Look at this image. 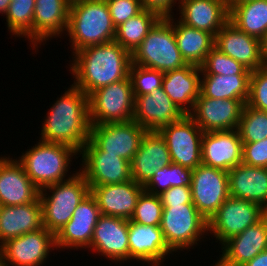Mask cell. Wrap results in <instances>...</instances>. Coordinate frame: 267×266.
<instances>
[{
    "mask_svg": "<svg viewBox=\"0 0 267 266\" xmlns=\"http://www.w3.org/2000/svg\"><path fill=\"white\" fill-rule=\"evenodd\" d=\"M68 65L73 84L89 96L97 89L129 78L131 53L116 41L92 45L72 55Z\"/></svg>",
    "mask_w": 267,
    "mask_h": 266,
    "instance_id": "1",
    "label": "cell"
},
{
    "mask_svg": "<svg viewBox=\"0 0 267 266\" xmlns=\"http://www.w3.org/2000/svg\"><path fill=\"white\" fill-rule=\"evenodd\" d=\"M69 86L47 109L39 140L68 145L80 153L91 129L89 97L73 83Z\"/></svg>",
    "mask_w": 267,
    "mask_h": 266,
    "instance_id": "2",
    "label": "cell"
},
{
    "mask_svg": "<svg viewBox=\"0 0 267 266\" xmlns=\"http://www.w3.org/2000/svg\"><path fill=\"white\" fill-rule=\"evenodd\" d=\"M116 27L106 0H74L70 2L68 27L64 34L71 43L72 54L92 45L114 41Z\"/></svg>",
    "mask_w": 267,
    "mask_h": 266,
    "instance_id": "3",
    "label": "cell"
},
{
    "mask_svg": "<svg viewBox=\"0 0 267 266\" xmlns=\"http://www.w3.org/2000/svg\"><path fill=\"white\" fill-rule=\"evenodd\" d=\"M30 147L21 156L15 158L39 190L68 180L79 171V169L73 173L69 171L72 169L70 168L73 164L72 160L78 159L79 152L68 145L38 140Z\"/></svg>",
    "mask_w": 267,
    "mask_h": 266,
    "instance_id": "4",
    "label": "cell"
},
{
    "mask_svg": "<svg viewBox=\"0 0 267 266\" xmlns=\"http://www.w3.org/2000/svg\"><path fill=\"white\" fill-rule=\"evenodd\" d=\"M89 193L90 187L80 171L68 180L40 190L43 227L56 235Z\"/></svg>",
    "mask_w": 267,
    "mask_h": 266,
    "instance_id": "5",
    "label": "cell"
},
{
    "mask_svg": "<svg viewBox=\"0 0 267 266\" xmlns=\"http://www.w3.org/2000/svg\"><path fill=\"white\" fill-rule=\"evenodd\" d=\"M132 64L166 73L187 63L174 35V15L162 17L131 54Z\"/></svg>",
    "mask_w": 267,
    "mask_h": 266,
    "instance_id": "6",
    "label": "cell"
},
{
    "mask_svg": "<svg viewBox=\"0 0 267 266\" xmlns=\"http://www.w3.org/2000/svg\"><path fill=\"white\" fill-rule=\"evenodd\" d=\"M160 228L166 244L174 253L189 252L209 236L208 221L194 204L163 206Z\"/></svg>",
    "mask_w": 267,
    "mask_h": 266,
    "instance_id": "7",
    "label": "cell"
},
{
    "mask_svg": "<svg viewBox=\"0 0 267 266\" xmlns=\"http://www.w3.org/2000/svg\"><path fill=\"white\" fill-rule=\"evenodd\" d=\"M88 97L91 125L125 123L133 119L135 98L130 78L101 87Z\"/></svg>",
    "mask_w": 267,
    "mask_h": 266,
    "instance_id": "8",
    "label": "cell"
},
{
    "mask_svg": "<svg viewBox=\"0 0 267 266\" xmlns=\"http://www.w3.org/2000/svg\"><path fill=\"white\" fill-rule=\"evenodd\" d=\"M145 128L134 120L125 123L91 125L89 140L82 151H104L131 162L139 149Z\"/></svg>",
    "mask_w": 267,
    "mask_h": 266,
    "instance_id": "9",
    "label": "cell"
},
{
    "mask_svg": "<svg viewBox=\"0 0 267 266\" xmlns=\"http://www.w3.org/2000/svg\"><path fill=\"white\" fill-rule=\"evenodd\" d=\"M265 215L266 211L258 204L229 197L208 221V235L222 245L228 239L255 225Z\"/></svg>",
    "mask_w": 267,
    "mask_h": 266,
    "instance_id": "10",
    "label": "cell"
},
{
    "mask_svg": "<svg viewBox=\"0 0 267 266\" xmlns=\"http://www.w3.org/2000/svg\"><path fill=\"white\" fill-rule=\"evenodd\" d=\"M158 132L166 142L172 163L192 170L202 164L204 132L189 115H184Z\"/></svg>",
    "mask_w": 267,
    "mask_h": 266,
    "instance_id": "11",
    "label": "cell"
},
{
    "mask_svg": "<svg viewBox=\"0 0 267 266\" xmlns=\"http://www.w3.org/2000/svg\"><path fill=\"white\" fill-rule=\"evenodd\" d=\"M54 250L55 235L42 227L3 243L0 261L8 266H43Z\"/></svg>",
    "mask_w": 267,
    "mask_h": 266,
    "instance_id": "12",
    "label": "cell"
},
{
    "mask_svg": "<svg viewBox=\"0 0 267 266\" xmlns=\"http://www.w3.org/2000/svg\"><path fill=\"white\" fill-rule=\"evenodd\" d=\"M190 188L194 206L209 221L230 197L228 172L200 164L192 170Z\"/></svg>",
    "mask_w": 267,
    "mask_h": 266,
    "instance_id": "13",
    "label": "cell"
},
{
    "mask_svg": "<svg viewBox=\"0 0 267 266\" xmlns=\"http://www.w3.org/2000/svg\"><path fill=\"white\" fill-rule=\"evenodd\" d=\"M100 216L101 211L96 199L89 193L77 206L67 224L55 235L57 251H65L66 248L69 251L88 250Z\"/></svg>",
    "mask_w": 267,
    "mask_h": 266,
    "instance_id": "14",
    "label": "cell"
},
{
    "mask_svg": "<svg viewBox=\"0 0 267 266\" xmlns=\"http://www.w3.org/2000/svg\"><path fill=\"white\" fill-rule=\"evenodd\" d=\"M245 104L243 100L208 98L200 92L189 116L203 132L235 130Z\"/></svg>",
    "mask_w": 267,
    "mask_h": 266,
    "instance_id": "15",
    "label": "cell"
},
{
    "mask_svg": "<svg viewBox=\"0 0 267 266\" xmlns=\"http://www.w3.org/2000/svg\"><path fill=\"white\" fill-rule=\"evenodd\" d=\"M129 220L101 215L93 232L90 252L116 263L129 262ZM103 256V257H102ZM109 259V260H108ZM128 261V262H127Z\"/></svg>",
    "mask_w": 267,
    "mask_h": 266,
    "instance_id": "16",
    "label": "cell"
},
{
    "mask_svg": "<svg viewBox=\"0 0 267 266\" xmlns=\"http://www.w3.org/2000/svg\"><path fill=\"white\" fill-rule=\"evenodd\" d=\"M79 171L89 186L128 182L131 178L130 162L104 151H81Z\"/></svg>",
    "mask_w": 267,
    "mask_h": 266,
    "instance_id": "17",
    "label": "cell"
},
{
    "mask_svg": "<svg viewBox=\"0 0 267 266\" xmlns=\"http://www.w3.org/2000/svg\"><path fill=\"white\" fill-rule=\"evenodd\" d=\"M128 239L129 263L135 261L147 266H165V260L174 255L160 226H146L129 220Z\"/></svg>",
    "mask_w": 267,
    "mask_h": 266,
    "instance_id": "18",
    "label": "cell"
},
{
    "mask_svg": "<svg viewBox=\"0 0 267 266\" xmlns=\"http://www.w3.org/2000/svg\"><path fill=\"white\" fill-rule=\"evenodd\" d=\"M219 248L222 254L210 266H244L260 252L267 250V216L228 239Z\"/></svg>",
    "mask_w": 267,
    "mask_h": 266,
    "instance_id": "19",
    "label": "cell"
},
{
    "mask_svg": "<svg viewBox=\"0 0 267 266\" xmlns=\"http://www.w3.org/2000/svg\"><path fill=\"white\" fill-rule=\"evenodd\" d=\"M214 46L250 71L265 65L262 41L240 31L229 21L215 35Z\"/></svg>",
    "mask_w": 267,
    "mask_h": 266,
    "instance_id": "20",
    "label": "cell"
},
{
    "mask_svg": "<svg viewBox=\"0 0 267 266\" xmlns=\"http://www.w3.org/2000/svg\"><path fill=\"white\" fill-rule=\"evenodd\" d=\"M133 119L146 131H159L166 125L179 121L185 114L172 102L163 88L151 94L134 96Z\"/></svg>",
    "mask_w": 267,
    "mask_h": 266,
    "instance_id": "21",
    "label": "cell"
},
{
    "mask_svg": "<svg viewBox=\"0 0 267 266\" xmlns=\"http://www.w3.org/2000/svg\"><path fill=\"white\" fill-rule=\"evenodd\" d=\"M69 0H35L33 17V50L53 38H63L68 27ZM62 36V37H61Z\"/></svg>",
    "mask_w": 267,
    "mask_h": 266,
    "instance_id": "22",
    "label": "cell"
},
{
    "mask_svg": "<svg viewBox=\"0 0 267 266\" xmlns=\"http://www.w3.org/2000/svg\"><path fill=\"white\" fill-rule=\"evenodd\" d=\"M0 156V204L1 206L23 205L39 197V189L25 173L15 157Z\"/></svg>",
    "mask_w": 267,
    "mask_h": 266,
    "instance_id": "23",
    "label": "cell"
},
{
    "mask_svg": "<svg viewBox=\"0 0 267 266\" xmlns=\"http://www.w3.org/2000/svg\"><path fill=\"white\" fill-rule=\"evenodd\" d=\"M242 163V141L238 130L204 132L202 164L229 171Z\"/></svg>",
    "mask_w": 267,
    "mask_h": 266,
    "instance_id": "24",
    "label": "cell"
},
{
    "mask_svg": "<svg viewBox=\"0 0 267 266\" xmlns=\"http://www.w3.org/2000/svg\"><path fill=\"white\" fill-rule=\"evenodd\" d=\"M91 195L96 199L101 215L130 220L143 186L133 179L128 182L89 186Z\"/></svg>",
    "mask_w": 267,
    "mask_h": 266,
    "instance_id": "25",
    "label": "cell"
},
{
    "mask_svg": "<svg viewBox=\"0 0 267 266\" xmlns=\"http://www.w3.org/2000/svg\"><path fill=\"white\" fill-rule=\"evenodd\" d=\"M177 10L181 23L206 31L214 37L229 21L226 0H180Z\"/></svg>",
    "mask_w": 267,
    "mask_h": 266,
    "instance_id": "26",
    "label": "cell"
},
{
    "mask_svg": "<svg viewBox=\"0 0 267 266\" xmlns=\"http://www.w3.org/2000/svg\"><path fill=\"white\" fill-rule=\"evenodd\" d=\"M172 163L164 138L157 131H146L130 162L131 178L144 186L154 173Z\"/></svg>",
    "mask_w": 267,
    "mask_h": 266,
    "instance_id": "27",
    "label": "cell"
},
{
    "mask_svg": "<svg viewBox=\"0 0 267 266\" xmlns=\"http://www.w3.org/2000/svg\"><path fill=\"white\" fill-rule=\"evenodd\" d=\"M162 88L185 115L194 108L201 89V67L187 64L164 73Z\"/></svg>",
    "mask_w": 267,
    "mask_h": 266,
    "instance_id": "28",
    "label": "cell"
},
{
    "mask_svg": "<svg viewBox=\"0 0 267 266\" xmlns=\"http://www.w3.org/2000/svg\"><path fill=\"white\" fill-rule=\"evenodd\" d=\"M230 197L258 204L267 210V168L238 164L228 171Z\"/></svg>",
    "mask_w": 267,
    "mask_h": 266,
    "instance_id": "29",
    "label": "cell"
},
{
    "mask_svg": "<svg viewBox=\"0 0 267 266\" xmlns=\"http://www.w3.org/2000/svg\"><path fill=\"white\" fill-rule=\"evenodd\" d=\"M42 227V205L39 197L32 203L0 207V246L10 239Z\"/></svg>",
    "mask_w": 267,
    "mask_h": 266,
    "instance_id": "30",
    "label": "cell"
},
{
    "mask_svg": "<svg viewBox=\"0 0 267 266\" xmlns=\"http://www.w3.org/2000/svg\"><path fill=\"white\" fill-rule=\"evenodd\" d=\"M174 17V35L181 55L187 64L201 66L214 47L215 37L181 23Z\"/></svg>",
    "mask_w": 267,
    "mask_h": 266,
    "instance_id": "31",
    "label": "cell"
},
{
    "mask_svg": "<svg viewBox=\"0 0 267 266\" xmlns=\"http://www.w3.org/2000/svg\"><path fill=\"white\" fill-rule=\"evenodd\" d=\"M229 22L263 41L267 36V0H249L229 9Z\"/></svg>",
    "mask_w": 267,
    "mask_h": 266,
    "instance_id": "32",
    "label": "cell"
},
{
    "mask_svg": "<svg viewBox=\"0 0 267 266\" xmlns=\"http://www.w3.org/2000/svg\"><path fill=\"white\" fill-rule=\"evenodd\" d=\"M250 75L201 74L200 92L208 98L243 100L249 96Z\"/></svg>",
    "mask_w": 267,
    "mask_h": 266,
    "instance_id": "33",
    "label": "cell"
},
{
    "mask_svg": "<svg viewBox=\"0 0 267 266\" xmlns=\"http://www.w3.org/2000/svg\"><path fill=\"white\" fill-rule=\"evenodd\" d=\"M161 18L159 13L143 9L136 16L116 27L114 41L132 54Z\"/></svg>",
    "mask_w": 267,
    "mask_h": 266,
    "instance_id": "34",
    "label": "cell"
},
{
    "mask_svg": "<svg viewBox=\"0 0 267 266\" xmlns=\"http://www.w3.org/2000/svg\"><path fill=\"white\" fill-rule=\"evenodd\" d=\"M35 0H11L5 14L9 34L29 41L33 50V17Z\"/></svg>",
    "mask_w": 267,
    "mask_h": 266,
    "instance_id": "35",
    "label": "cell"
},
{
    "mask_svg": "<svg viewBox=\"0 0 267 266\" xmlns=\"http://www.w3.org/2000/svg\"><path fill=\"white\" fill-rule=\"evenodd\" d=\"M192 169L171 163L158 169L143 186L144 190L160 195L170 187L190 186Z\"/></svg>",
    "mask_w": 267,
    "mask_h": 266,
    "instance_id": "36",
    "label": "cell"
},
{
    "mask_svg": "<svg viewBox=\"0 0 267 266\" xmlns=\"http://www.w3.org/2000/svg\"><path fill=\"white\" fill-rule=\"evenodd\" d=\"M237 130L242 143L266 139L267 111L258 110L245 104Z\"/></svg>",
    "mask_w": 267,
    "mask_h": 266,
    "instance_id": "37",
    "label": "cell"
},
{
    "mask_svg": "<svg viewBox=\"0 0 267 266\" xmlns=\"http://www.w3.org/2000/svg\"><path fill=\"white\" fill-rule=\"evenodd\" d=\"M201 74L208 75H251V71L241 63L221 52L215 46L200 66Z\"/></svg>",
    "mask_w": 267,
    "mask_h": 266,
    "instance_id": "38",
    "label": "cell"
},
{
    "mask_svg": "<svg viewBox=\"0 0 267 266\" xmlns=\"http://www.w3.org/2000/svg\"><path fill=\"white\" fill-rule=\"evenodd\" d=\"M163 205L159 195L142 191L130 221L146 226H160Z\"/></svg>",
    "mask_w": 267,
    "mask_h": 266,
    "instance_id": "39",
    "label": "cell"
},
{
    "mask_svg": "<svg viewBox=\"0 0 267 266\" xmlns=\"http://www.w3.org/2000/svg\"><path fill=\"white\" fill-rule=\"evenodd\" d=\"M134 96L151 94L154 90L162 88L164 73L158 70L131 64L129 70Z\"/></svg>",
    "mask_w": 267,
    "mask_h": 266,
    "instance_id": "40",
    "label": "cell"
},
{
    "mask_svg": "<svg viewBox=\"0 0 267 266\" xmlns=\"http://www.w3.org/2000/svg\"><path fill=\"white\" fill-rule=\"evenodd\" d=\"M246 105L267 111V65L251 71Z\"/></svg>",
    "mask_w": 267,
    "mask_h": 266,
    "instance_id": "41",
    "label": "cell"
},
{
    "mask_svg": "<svg viewBox=\"0 0 267 266\" xmlns=\"http://www.w3.org/2000/svg\"><path fill=\"white\" fill-rule=\"evenodd\" d=\"M115 27L143 10L140 0H106Z\"/></svg>",
    "mask_w": 267,
    "mask_h": 266,
    "instance_id": "42",
    "label": "cell"
},
{
    "mask_svg": "<svg viewBox=\"0 0 267 266\" xmlns=\"http://www.w3.org/2000/svg\"><path fill=\"white\" fill-rule=\"evenodd\" d=\"M242 163L267 168V138L252 143H242Z\"/></svg>",
    "mask_w": 267,
    "mask_h": 266,
    "instance_id": "43",
    "label": "cell"
},
{
    "mask_svg": "<svg viewBox=\"0 0 267 266\" xmlns=\"http://www.w3.org/2000/svg\"><path fill=\"white\" fill-rule=\"evenodd\" d=\"M159 197L163 206L193 204L190 186L170 187Z\"/></svg>",
    "mask_w": 267,
    "mask_h": 266,
    "instance_id": "44",
    "label": "cell"
},
{
    "mask_svg": "<svg viewBox=\"0 0 267 266\" xmlns=\"http://www.w3.org/2000/svg\"><path fill=\"white\" fill-rule=\"evenodd\" d=\"M143 9H150L159 13L162 17L171 16L174 14L173 10H178L180 0H140ZM178 1V2H177ZM176 9H173L175 8Z\"/></svg>",
    "mask_w": 267,
    "mask_h": 266,
    "instance_id": "45",
    "label": "cell"
},
{
    "mask_svg": "<svg viewBox=\"0 0 267 266\" xmlns=\"http://www.w3.org/2000/svg\"><path fill=\"white\" fill-rule=\"evenodd\" d=\"M244 266H267V250L260 252Z\"/></svg>",
    "mask_w": 267,
    "mask_h": 266,
    "instance_id": "46",
    "label": "cell"
},
{
    "mask_svg": "<svg viewBox=\"0 0 267 266\" xmlns=\"http://www.w3.org/2000/svg\"><path fill=\"white\" fill-rule=\"evenodd\" d=\"M11 0H0V14L5 16Z\"/></svg>",
    "mask_w": 267,
    "mask_h": 266,
    "instance_id": "47",
    "label": "cell"
},
{
    "mask_svg": "<svg viewBox=\"0 0 267 266\" xmlns=\"http://www.w3.org/2000/svg\"><path fill=\"white\" fill-rule=\"evenodd\" d=\"M262 46H263V58H264V62H265V65H267V36L262 41Z\"/></svg>",
    "mask_w": 267,
    "mask_h": 266,
    "instance_id": "48",
    "label": "cell"
},
{
    "mask_svg": "<svg viewBox=\"0 0 267 266\" xmlns=\"http://www.w3.org/2000/svg\"><path fill=\"white\" fill-rule=\"evenodd\" d=\"M245 1H249V0H226L227 6L228 8H232L234 5H238L240 3H243Z\"/></svg>",
    "mask_w": 267,
    "mask_h": 266,
    "instance_id": "49",
    "label": "cell"
},
{
    "mask_svg": "<svg viewBox=\"0 0 267 266\" xmlns=\"http://www.w3.org/2000/svg\"><path fill=\"white\" fill-rule=\"evenodd\" d=\"M0 266H8V265H5L4 263H2V262L0 261Z\"/></svg>",
    "mask_w": 267,
    "mask_h": 266,
    "instance_id": "50",
    "label": "cell"
}]
</instances>
